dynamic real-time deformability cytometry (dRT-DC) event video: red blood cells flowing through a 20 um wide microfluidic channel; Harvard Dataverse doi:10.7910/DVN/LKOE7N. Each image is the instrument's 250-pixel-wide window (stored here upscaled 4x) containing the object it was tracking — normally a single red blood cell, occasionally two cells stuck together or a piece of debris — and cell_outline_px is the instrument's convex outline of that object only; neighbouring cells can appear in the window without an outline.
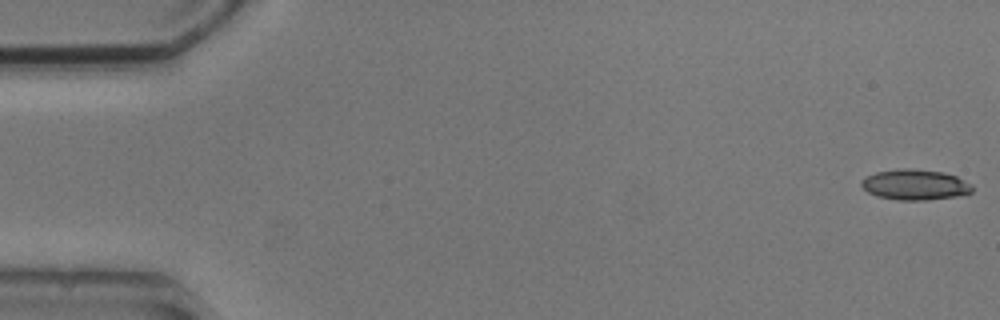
{"species": "common noctule bat (a hibernating species)", "species_latin": "Nyctalus noctula", "temperature_condition": "cold", "stored_images_in_passage": 5, "camera_frame_rate_fps": 3000, "um_per_image_px": 0.085, "animal": {"sex": "male", "body_mass_g": 20.5, "forearm_length_mm": 52.5}, "frame": {"image": 1, "passage_image": 1, "time_ms": 0.0, "image_size_px": [1000, 320], "cell_outline_px": [[972, 192], [956, 196], [924, 200], [896, 200], [876, 196], [868, 192], [860, 184], [860, 180], [864, 176], [876, 172], [900, 168], [912, 168], [944, 172], [956, 176], [972, 184]], "centroid_in_image_um": [77.74, 15.69], "position_along_channel_um": 7.3, "area_um2": 19.88}}